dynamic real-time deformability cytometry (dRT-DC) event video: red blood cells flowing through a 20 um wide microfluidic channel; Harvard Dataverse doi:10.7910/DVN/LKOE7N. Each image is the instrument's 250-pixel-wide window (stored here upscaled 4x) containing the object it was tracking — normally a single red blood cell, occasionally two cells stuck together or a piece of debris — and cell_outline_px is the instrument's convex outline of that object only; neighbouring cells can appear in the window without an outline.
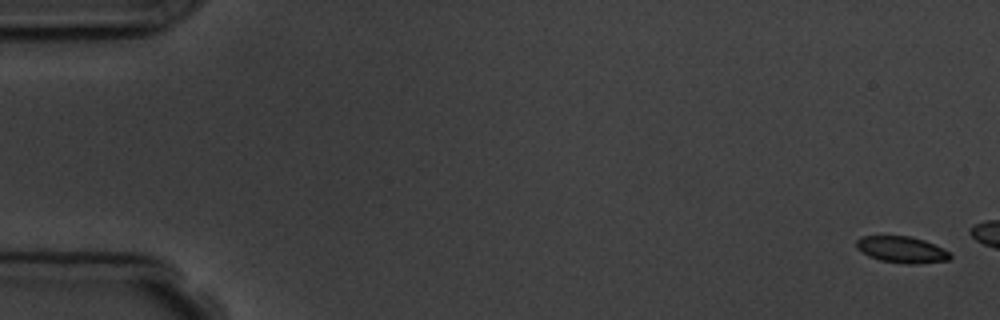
{"species": "common noctule bat (a hibernating species)", "species_latin": "Nyctalus noctula", "temperature_condition": "room temperature", "stored_images_in_passage": 7, "camera_frame_rate_fps": 3000, "um_per_image_px": 0.085, "animal": {"sex": "male", "body_mass_g": 19.5, "forearm_length_mm": 54.6}, "frame": {"image": 1, "passage_image": 1, "time_ms": 0.0, "image_size_px": [1000, 320], "cell_outline_px": [[952, 256], [948, 260], [916, 264], [908, 264], [880, 260], [868, 256], [856, 248], [856, 240], [860, 236], [908, 236], [924, 240], [944, 248]], "centroid_in_image_um": [76.63, 21.21], "position_along_channel_um": 8.4, "area_um2": 14.45}}